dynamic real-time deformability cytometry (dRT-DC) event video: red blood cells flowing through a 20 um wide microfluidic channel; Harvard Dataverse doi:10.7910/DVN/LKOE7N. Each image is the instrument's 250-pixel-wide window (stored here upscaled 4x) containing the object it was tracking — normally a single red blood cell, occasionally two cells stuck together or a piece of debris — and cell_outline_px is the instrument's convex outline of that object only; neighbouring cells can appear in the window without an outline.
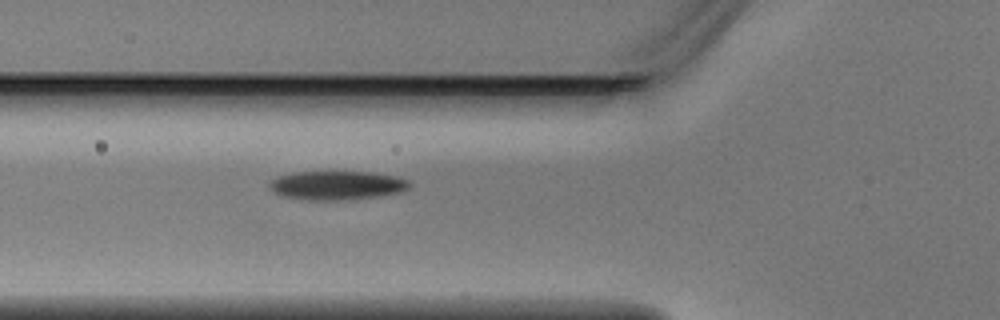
{"species": "Egyptian fruit bat (a non-hibernating species)", "species_latin": "Rousettus aegyptiacus", "temperature_condition": "warm", "stored_images_in_passage": 5, "segment_of_instrument_passage": [1, 2], "camera_frame_rate_fps": 3000, "um_per_image_px": 0.085, "animal": {"sex": "male"}, "frame": {"image": 1, "passage_image": 4, "time_ms": 1.0, "image_size_px": [1000, 320], "cell_outline_px": [[408, 188], [400, 192], [376, 196], [348, 200], [308, 200], [284, 196], [268, 188], [268, 184], [276, 176], [296, 172], [368, 172], [396, 176], [408, 180]], "centroid_in_image_um": [28.6, 15.75], "position_along_channel_um": 97.2, "area_um2": 23.35}}